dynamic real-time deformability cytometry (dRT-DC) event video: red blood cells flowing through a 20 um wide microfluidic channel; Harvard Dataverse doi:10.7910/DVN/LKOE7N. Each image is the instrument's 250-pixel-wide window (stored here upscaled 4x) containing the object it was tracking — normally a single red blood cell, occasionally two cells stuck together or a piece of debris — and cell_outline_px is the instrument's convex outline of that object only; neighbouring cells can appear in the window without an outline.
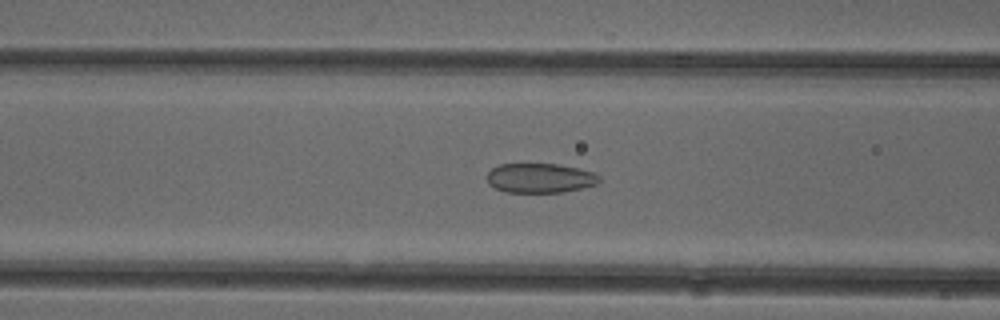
{"species": "common noctule bat (a hibernating species)", "species_latin": "Nyctalus noctula", "temperature_condition": "cold", "stored_images_in_passage": 52, "camera_frame_rate_fps": 3000, "um_per_image_px": 0.085, "animal": {"sex": "female"}, "frame": {"image": 1, "passage_image": 21, "time_ms": 6.667, "image_size_px": [1000, 320], "cell_outline_px": [[600, 180], [596, 184], [564, 192], [504, 192], [488, 184], [488, 172], [492, 168], [500, 164], [556, 164], [596, 172], [600, 176]], "centroid_in_image_um": [45.91, 15.13], "position_along_channel_um": 120.7, "area_um2": 19.25}}
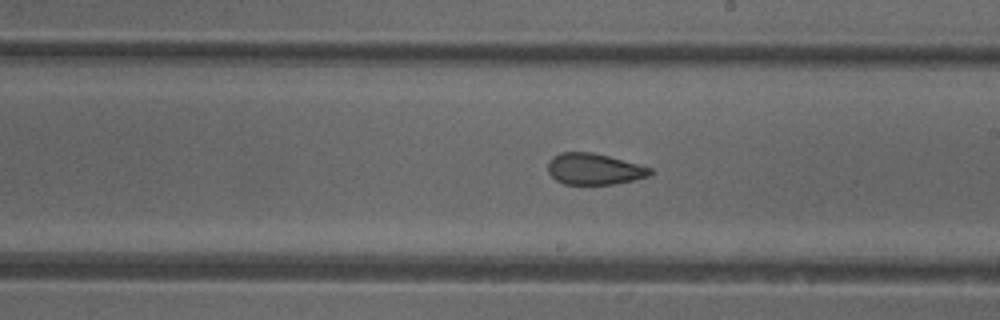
{"frame": {"image": 2, "passage_image": 30, "time_ms": 9.667, "image_size_px": [1000, 320], "cell_outline_px": [[652, 172], [648, 176], [632, 180], [612, 184], [564, 184], [556, 180], [548, 172], [548, 164], [552, 156], [560, 152], [592, 152], [608, 156], [652, 168]], "centroid_in_image_um": [50.47, 14.36], "position_along_channel_um": 238.5, "area_um2": 18.44}}
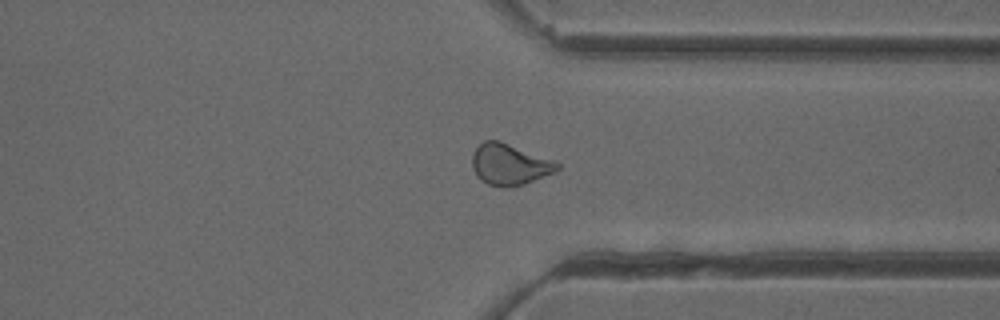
{"frame": {"image": 3, "passage_image": 40, "time_ms": 13.0, "image_size_px": [1000, 320], "cell_outline_px": [[560, 168], [556, 172], [524, 184], [508, 188], [488, 184], [476, 176], [472, 168], [472, 152], [484, 140], [496, 140], [556, 160], [560, 164]], "centroid_in_image_um": [43.33, 13.98], "position_along_channel_um": 368.1, "area_um2": 20.52}, "authors_computed_cell_mechanics": {"area_um2": 20.9814, "velocity_mm_per_s": 3.9259, "shape_relaxation_time_tau1_ms": null, "shape_relaxation_time_tau2_ms": 1.7475, "deformation_change_tau1": null, "deformation_change_tau2": 0.0656}}